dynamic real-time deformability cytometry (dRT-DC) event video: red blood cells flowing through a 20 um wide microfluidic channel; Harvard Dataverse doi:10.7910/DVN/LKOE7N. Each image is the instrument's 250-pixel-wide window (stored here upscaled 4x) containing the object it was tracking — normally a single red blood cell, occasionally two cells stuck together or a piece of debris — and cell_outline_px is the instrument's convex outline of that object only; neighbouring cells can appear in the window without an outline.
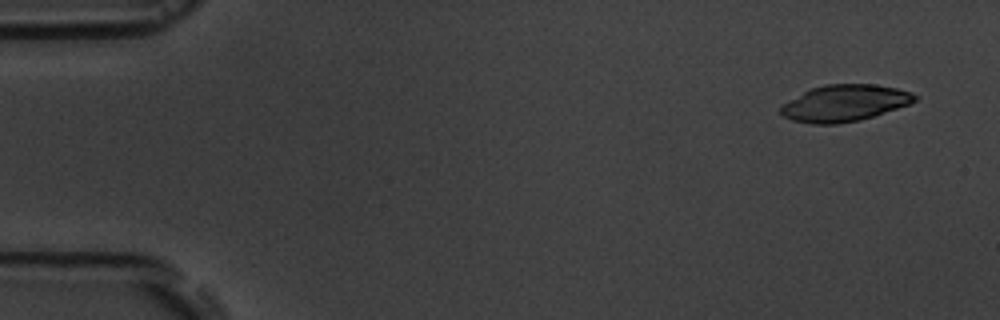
{"species": "common noctule bat (a hibernating species)", "species_latin": "Nyctalus noctula", "temperature_condition": "room temperature", "stored_images_in_passage": 3, "segment_of_instrument_passage": [2, 2], "camera_frame_rate_fps": 3000, "um_per_image_px": 0.085, "animal": {"sex": "male", "body_mass_g": 19.5, "forearm_length_mm": 54.6}, "frame": {"image": 1, "passage_image": 3, "time_ms": 2.333, "image_size_px": [1000, 320], "cell_outline_px": [[920, 96], [916, 100], [908, 104], [860, 120], [836, 124], [812, 124], [792, 120], [784, 116], [780, 112], [780, 104], [812, 88], [824, 84], [876, 84], [896, 88], [912, 92]], "centroid_in_image_um": [71.77, 8.76], "position_along_channel_um": 13.2, "area_um2": 28.5}}